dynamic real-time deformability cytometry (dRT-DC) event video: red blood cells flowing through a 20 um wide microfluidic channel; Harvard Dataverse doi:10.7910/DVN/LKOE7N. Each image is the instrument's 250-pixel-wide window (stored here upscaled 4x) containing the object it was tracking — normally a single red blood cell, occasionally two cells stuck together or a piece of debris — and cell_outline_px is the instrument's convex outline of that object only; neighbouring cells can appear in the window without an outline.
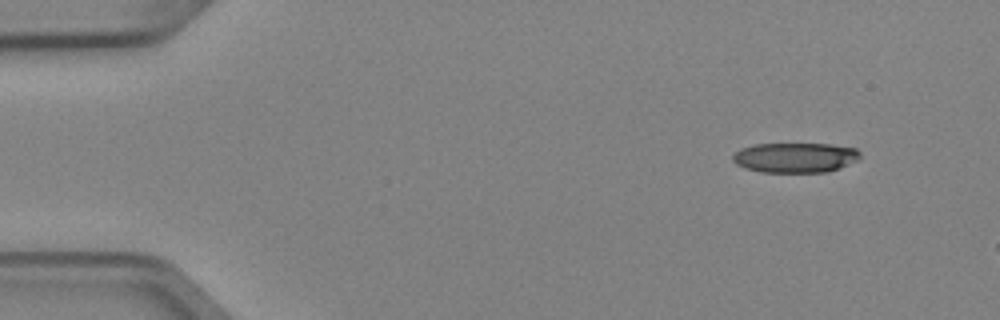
{"species": "Egyptian fruit bat (a non-hibernating species)", "species_latin": "Rousettus aegyptiacus", "temperature_condition": "cold", "stored_images_in_passage": 3, "camera_frame_rate_fps": 3000, "um_per_image_px": 0.085, "animal": {"sex": "female"}, "frame": {"image": 1, "passage_image": 1, "time_ms": 0.0, "image_size_px": [1000, 320], "cell_outline_px": [[860, 156], [856, 160], [840, 168], [828, 172], [760, 172], [744, 168], [736, 164], [732, 160], [732, 156], [740, 148], [756, 144], [832, 144], [856, 148], [860, 152]], "centroid_in_image_um": [67.58, 13.39], "position_along_channel_um": 17.4, "area_um2": 22.31}}